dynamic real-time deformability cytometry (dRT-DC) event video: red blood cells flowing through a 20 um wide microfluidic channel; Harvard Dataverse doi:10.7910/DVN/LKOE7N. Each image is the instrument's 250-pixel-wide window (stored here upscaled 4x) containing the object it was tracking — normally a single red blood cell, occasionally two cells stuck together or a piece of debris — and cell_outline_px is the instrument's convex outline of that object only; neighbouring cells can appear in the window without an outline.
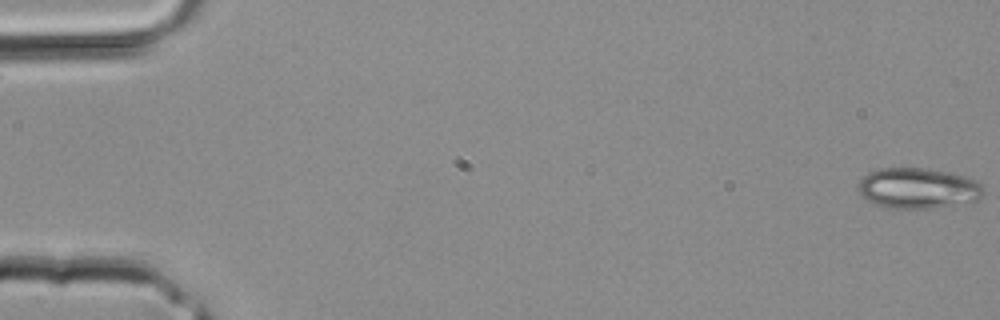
{"species": "common noctule bat (a hibernating species)", "species_latin": "Nyctalus noctula", "temperature_condition": "room temperature", "stored_images_in_passage": 4, "segment_of_instrument_passage": [2, 2], "camera_frame_rate_fps": 3000, "um_per_image_px": 0.085, "animal": {"sex": "male", "body_mass_g": 20.4}, "frame": {"image": 1, "passage_image": 4, "time_ms": 1.0, "image_size_px": [1000, 320], "cell_outline_px": [[984, 196], [976, 200], [936, 208], [884, 208], [868, 200], [860, 192], [860, 180], [868, 172], [880, 168], [924, 168], [948, 172], [964, 176], [976, 180], [984, 188]], "centroid_in_image_um": [78.06, 16.0], "position_along_channel_um": 6.9, "area_um2": 29.48}}